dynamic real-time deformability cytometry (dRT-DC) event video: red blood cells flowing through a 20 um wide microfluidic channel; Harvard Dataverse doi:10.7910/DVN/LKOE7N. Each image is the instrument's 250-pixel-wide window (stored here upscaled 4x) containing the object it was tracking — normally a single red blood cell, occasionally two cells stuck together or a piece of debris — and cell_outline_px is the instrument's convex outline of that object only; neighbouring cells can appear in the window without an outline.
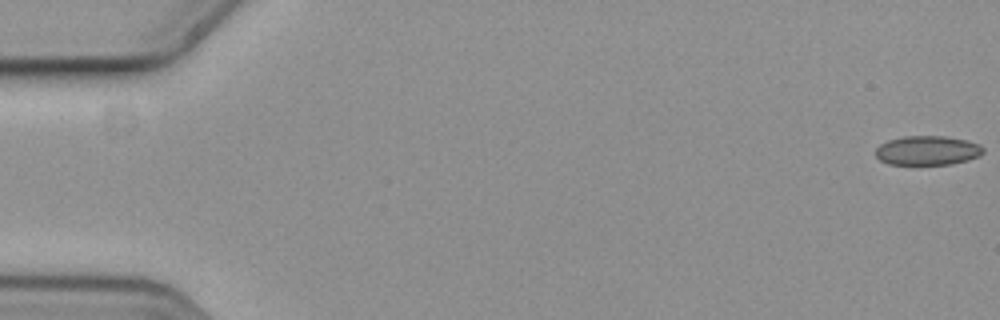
{"species": "common noctule bat (a hibernating species)", "species_latin": "Nyctalus noctula", "temperature_condition": "cold", "stored_images_in_passage": 58, "camera_frame_rate_fps": 3000, "um_per_image_px": 0.085, "animal": {"sex": "female", "body_mass_g": 19.3, "forearm_length_mm": 54.1}, "frame": {"image": 1, "passage_image": 1, "time_ms": 0.0, "image_size_px": [1000, 320], "cell_outline_px": [[984, 152], [980, 156], [968, 160], [952, 164], [888, 164], [880, 160], [876, 156], [876, 148], [880, 144], [888, 140], [904, 136], [944, 136], [968, 140], [980, 144], [984, 148]], "centroid_in_image_um": [78.86, 12.78], "position_along_channel_um": 6.1, "area_um2": 18.5}}
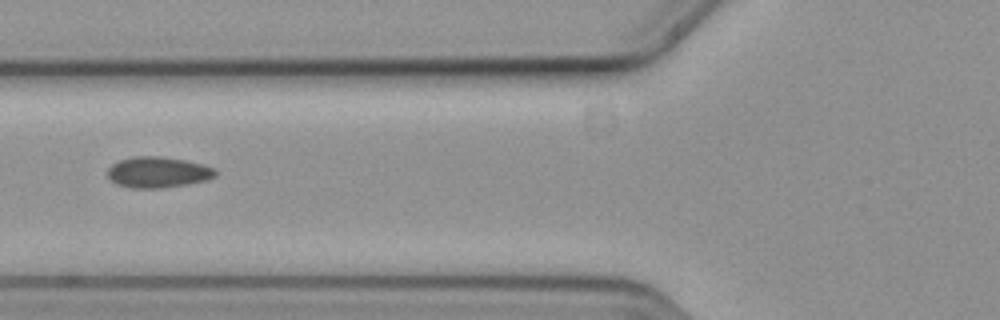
{"frame": {"image": 2, "passage_image": 23, "time_ms": 7.333, "image_size_px": [1000, 320], "cell_outline_px": [[216, 176], [208, 180], [188, 184], [164, 188], [132, 188], [116, 184], [108, 176], [108, 168], [112, 164], [120, 160], [136, 156], [160, 156], [184, 160], [204, 164], [216, 168]], "centroid_in_image_um": [13.46, 14.64], "position_along_channel_um": 112.3, "area_um2": 19.54}}
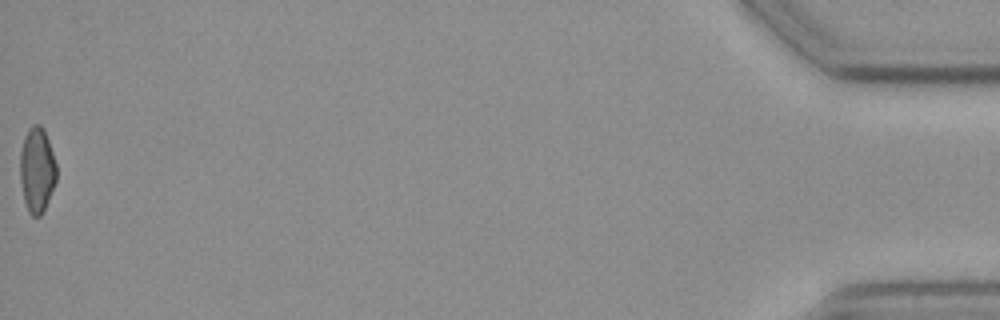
{"frame": {"image": 3, "passage_image": 58, "time_ms": 19.0, "image_size_px": [1000, 320], "cell_outline_px": [[56, 180], [48, 200], [40, 216], [32, 216], [28, 212], [24, 200], [20, 180], [20, 152], [24, 136], [28, 128], [32, 124], [40, 124], [44, 128], [56, 164]], "centroid_in_image_um": [3.12, 14.41], "position_along_channel_um": 432.1, "area_um2": 18.03}, "authors_computed_cell_mechanics": {"area_um2": 18.8428, "velocity_mm_per_s": 3.6548, "shape_relaxation_time_tau1_ms": null, "shape_relaxation_time_tau2_ms": 2.2769, "deformation_change_tau1": null, "deformation_change_tau2": 0.057}}